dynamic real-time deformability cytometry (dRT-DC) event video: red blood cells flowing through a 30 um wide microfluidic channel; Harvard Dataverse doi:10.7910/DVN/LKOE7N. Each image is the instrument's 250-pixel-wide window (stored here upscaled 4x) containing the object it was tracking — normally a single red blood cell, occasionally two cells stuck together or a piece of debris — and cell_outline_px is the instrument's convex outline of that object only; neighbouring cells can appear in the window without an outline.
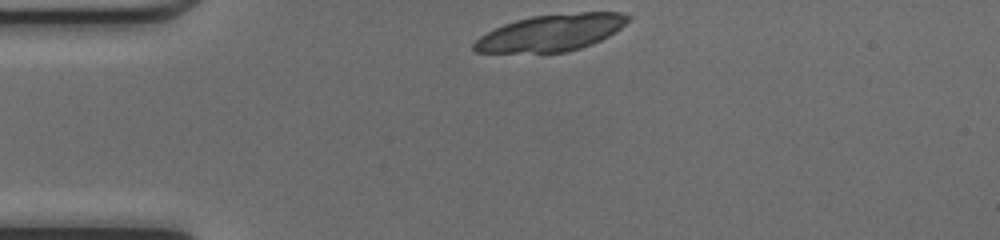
{"species": "common noctule bat (a hibernating species)", "species_latin": "Nyctalus noctula", "temperature_condition": "cold", "stored_images_in_passage": 38, "camera_frame_rate_fps": 3000, "um_per_image_px": 0.085, "animal": {"sex": "female", "body_mass_g": 17.0, "forearm_length_mm": 48.0}, "frame": {"image": 1, "passage_image": 1, "time_ms": 0.0, "image_size_px": [1000, 240], "cell_outline_px": [[632, 16], [620, 28], [608, 36], [592, 44], [568, 52], [476, 52], [472, 48], [472, 44], [480, 36], [504, 24], [516, 20], [532, 16], [580, 12], [620, 12]], "centroid_in_image_um": [46.85, 2.78], "position_along_channel_um": 38.1, "area_um2": 32.6}}
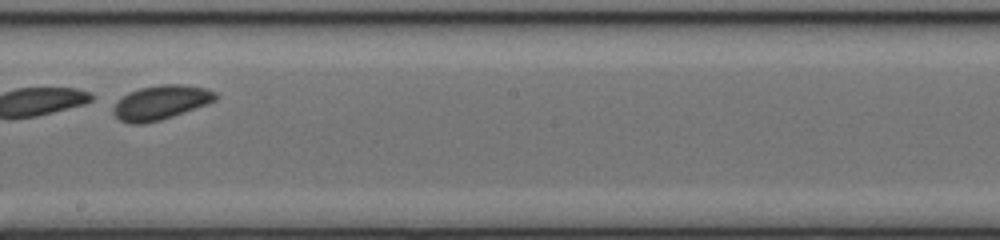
{"frame": {"image": 2, "passage_image": 18, "time_ms": 5.667, "image_size_px": [1000, 240], "cell_outline_px": [[216, 100], [208, 104], [160, 120], [144, 124], [132, 124], [120, 120], [112, 112], [112, 108], [128, 92], [140, 88], [160, 84], [180, 84], [208, 88], [216, 92]], "centroid_in_image_um": [13.69, 8.71], "position_along_channel_um": 234.5, "area_um2": 20.35}}
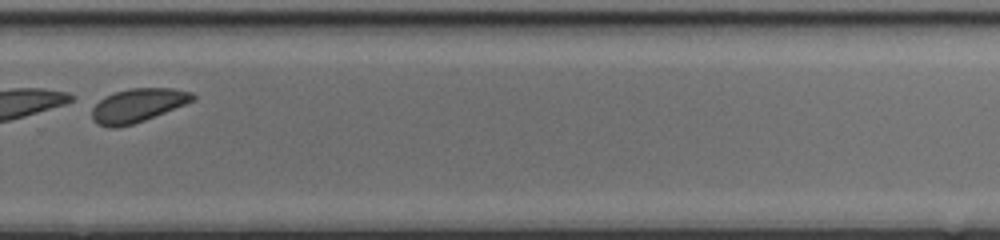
{"frame": {"image": 3, "passage_image": 24, "time_ms": 7.667, "image_size_px": [1000, 240], "cell_outline_px": [[196, 100], [144, 120], [132, 124], [116, 128], [108, 128], [96, 124], [92, 120], [92, 104], [104, 96], [128, 88], [172, 88], [192, 92], [196, 96]], "centroid_in_image_um": [11.67, 8.96], "position_along_channel_um": 318.1, "area_um2": 20.0}, "authors_computed_cell_mechanics": {"area_um2": 26.7614, "velocity_mm_per_s": 4.1748, "shape_relaxation_time_tau1_ms": null, "shape_relaxation_time_tau2_ms": 4.8094, "deformation_change_tau1": null, "deformation_change_tau2": 0.09}}